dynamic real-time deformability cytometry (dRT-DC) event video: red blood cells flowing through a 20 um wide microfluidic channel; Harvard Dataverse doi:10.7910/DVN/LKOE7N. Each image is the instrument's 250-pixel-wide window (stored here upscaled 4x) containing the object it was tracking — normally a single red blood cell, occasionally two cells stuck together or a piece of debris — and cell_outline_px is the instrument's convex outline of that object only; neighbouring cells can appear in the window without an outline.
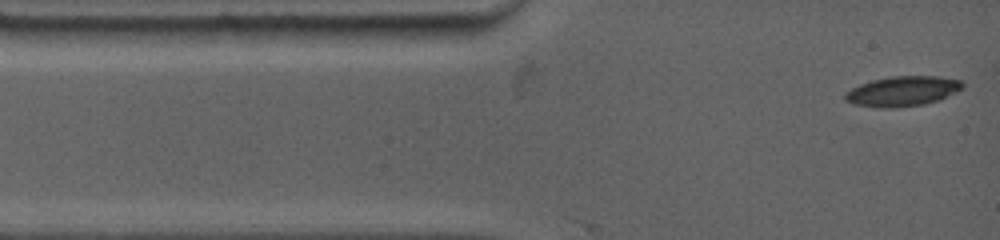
{"species": "common noctule bat (a hibernating species)", "species_latin": "Nyctalus noctula", "temperature_condition": "warm", "stored_images_in_passage": 4, "camera_frame_rate_fps": 4500, "um_per_image_px": 0.085, "animal": {"sex": "female", "body_mass_g": 19.0, "forearm_length_mm": 53.3}, "frame": {"image": 1, "passage_image": 1, "time_ms": 0.0, "image_size_px": [1000, 240], "cell_outline_px": [[964, 88], [936, 100], [924, 104], [856, 104], [844, 100], [844, 92], [860, 84], [872, 80], [892, 76], [940, 76], [960, 80], [964, 84]], "centroid_in_image_um": [76.76, 7.67], "position_along_channel_um": 8.2, "area_um2": 19.25}}